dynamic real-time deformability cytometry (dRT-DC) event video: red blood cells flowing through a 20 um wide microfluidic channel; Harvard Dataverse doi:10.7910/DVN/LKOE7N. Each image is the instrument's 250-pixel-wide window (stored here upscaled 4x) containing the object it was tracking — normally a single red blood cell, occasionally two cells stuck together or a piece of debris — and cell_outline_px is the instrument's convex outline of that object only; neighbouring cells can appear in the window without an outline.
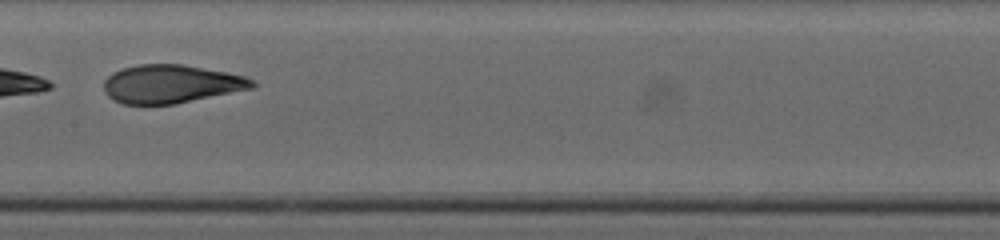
{"species": "human", "species_latin": "Homo sapiens", "temperature_condition": "cold", "stored_images_in_passage": 37, "segment_of_instrument_passage": [2, 2], "camera_frame_rate_fps": 3000, "um_per_image_px": 0.085, "donor": {"sex": "female"}, "frame": {"image": 1, "passage_image": 21, "time_ms": 6.667, "image_size_px": [1000, 240], "cell_outline_px": [[256, 88], [176, 104], [124, 104], [112, 100], [104, 92], [104, 80], [112, 72], [136, 64], [180, 64], [228, 72], [244, 76], [252, 80], [256, 84]], "centroid_in_image_um": [14.55, 7.14], "position_along_channel_um": 192.9, "area_um2": 33.41}}
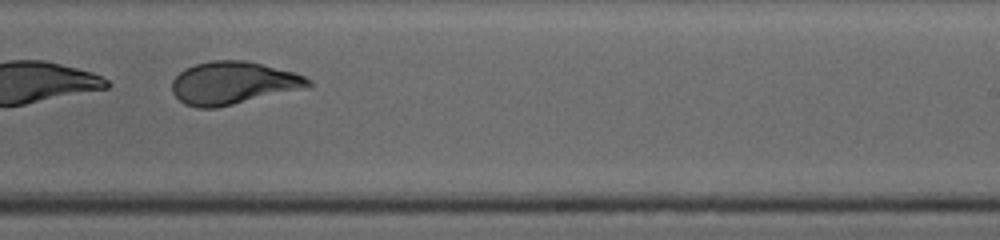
{"frame": {"image": 2, "passage_image": 27, "time_ms": 8.667, "image_size_px": [1000, 240], "cell_outline_px": [[312, 84], [308, 88], [216, 108], [196, 108], [184, 104], [172, 92], [172, 80], [184, 68], [196, 64], [212, 60], [244, 60], [292, 72], [304, 76], [312, 80]], "centroid_in_image_um": [19.81, 7.07], "position_along_channel_um": 269.2, "area_um2": 33.93}}